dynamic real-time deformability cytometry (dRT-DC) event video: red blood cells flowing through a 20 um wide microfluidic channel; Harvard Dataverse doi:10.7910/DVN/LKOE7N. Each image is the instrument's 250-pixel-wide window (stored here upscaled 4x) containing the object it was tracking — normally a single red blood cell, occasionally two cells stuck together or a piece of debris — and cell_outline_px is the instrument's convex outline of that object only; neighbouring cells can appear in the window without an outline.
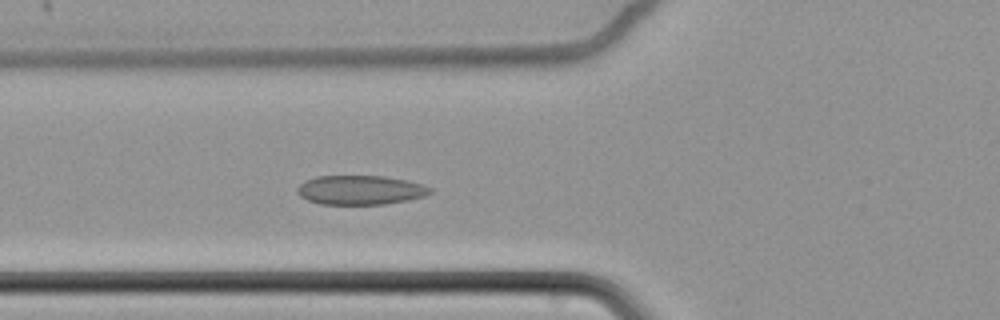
{"species": "common noctule bat (a hibernating species)", "species_latin": "Nyctalus noctula", "temperature_condition": "cold", "stored_images_in_passage": 61, "camera_frame_rate_fps": 3000, "um_per_image_px": 0.085, "animal": {"sex": "female", "body_mass_g": 22.7, "forearm_length_mm": 54.2}, "frame": {"image": 1, "passage_image": 23, "time_ms": 7.333, "image_size_px": [1000, 320], "cell_outline_px": [[432, 192], [424, 196], [408, 200], [384, 204], [320, 204], [308, 200], [300, 196], [296, 192], [296, 188], [304, 180], [316, 176], [384, 176], [408, 180], [424, 184], [432, 188]], "centroid_in_image_um": [30.63, 16.14], "position_along_channel_um": 95.2, "area_um2": 22.83}}
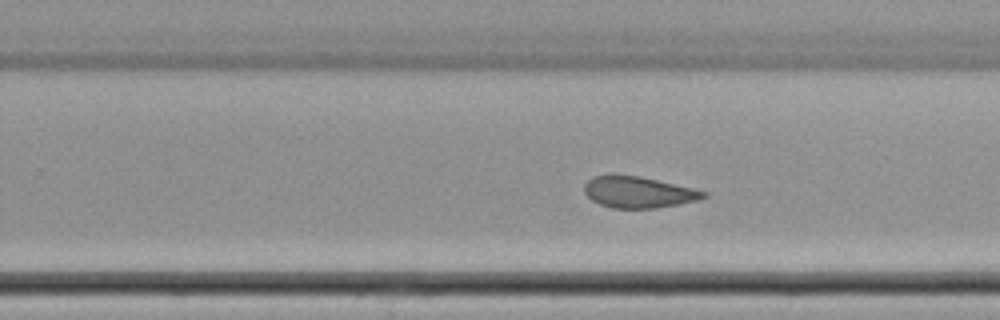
{"frame": {"image": 2, "passage_image": 39, "time_ms": 12.667, "image_size_px": [1000, 320], "cell_outline_px": [[708, 196], [696, 200], [680, 204], [656, 208], [612, 208], [600, 204], [592, 200], [584, 192], [584, 184], [592, 176], [612, 172], [616, 172], [656, 180], [692, 188], [708, 192]], "centroid_in_image_um": [54.2, 16.31], "position_along_channel_um": 275.6, "area_um2": 22.02}}
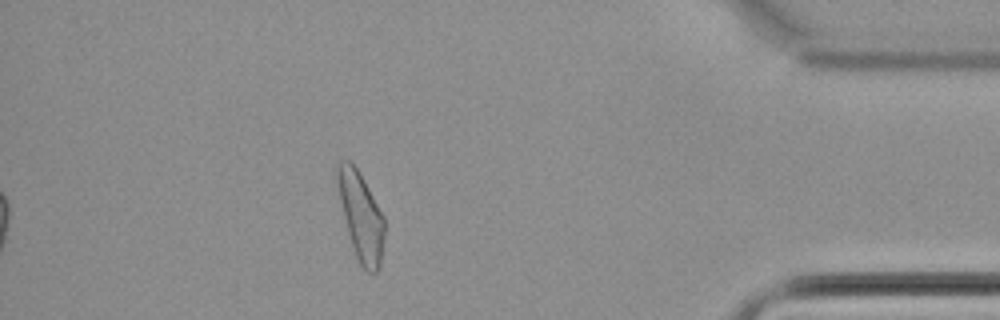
{"frame": {"image": 3, "passage_image": 54, "time_ms": 17.667, "image_size_px": [1000, 320], "cell_outline_px": [[384, 240], [380, 268], [376, 272], [368, 272], [360, 264], [356, 256], [348, 232], [336, 184], [336, 160], [348, 160], [360, 172], [384, 216]], "centroid_in_image_um": [30.68, 18.34], "position_along_channel_um": 404.5, "area_um2": 24.1}, "authors_computed_cell_mechanics": {"area_um2": 23.8714, "velocity_mm_per_s": 3.3892, "shape_relaxation_time_tau1_ms": 9.0441, "shape_relaxation_time_tau2_ms": 3.1851, "deformation_change_tau1": 0.1239, "deformation_change_tau2": 0.0858}}